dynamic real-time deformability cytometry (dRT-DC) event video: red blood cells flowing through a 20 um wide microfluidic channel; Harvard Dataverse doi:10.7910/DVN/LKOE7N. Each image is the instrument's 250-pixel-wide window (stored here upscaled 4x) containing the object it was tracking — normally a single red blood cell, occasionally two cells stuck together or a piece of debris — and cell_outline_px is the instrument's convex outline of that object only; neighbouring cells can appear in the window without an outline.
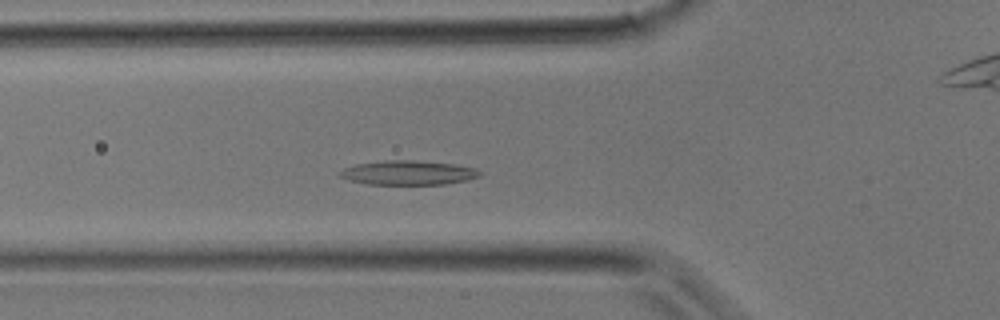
{"species": "common noctule bat (a hibernating species)", "species_latin": "Nyctalus noctula", "temperature_condition": "room temperature", "stored_images_in_passage": 32, "camera_frame_rate_fps": 3000, "um_per_image_px": 0.085, "animal": {"sex": "male", "body_mass_g": 17.9}, "frame": {"image": 1, "passage_image": 8, "time_ms": 2.333, "image_size_px": [1000, 320], "cell_outline_px": [[484, 172], [480, 176], [468, 180], [444, 184], [368, 184], [348, 180], [340, 176], [340, 172], [344, 168], [356, 164], [384, 160], [416, 160], [452, 164], [476, 168]], "centroid_in_image_um": [34.73, 14.68], "position_along_channel_um": 91.1, "area_um2": 19.83}}
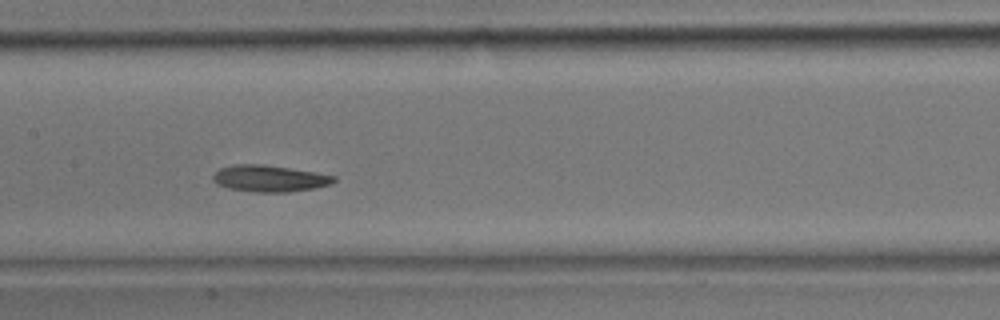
{"frame": {"image": 2, "passage_image": 13, "time_ms": 4.0, "image_size_px": [1000, 320], "cell_outline_px": [[336, 180], [332, 184], [316, 188], [288, 192], [256, 192], [228, 188], [216, 184], [212, 180], [212, 176], [220, 168], [232, 164], [264, 164], [316, 172], [336, 176]], "centroid_in_image_um": [22.91, 15.17], "position_along_channel_um": 184.5, "area_um2": 18.9}}
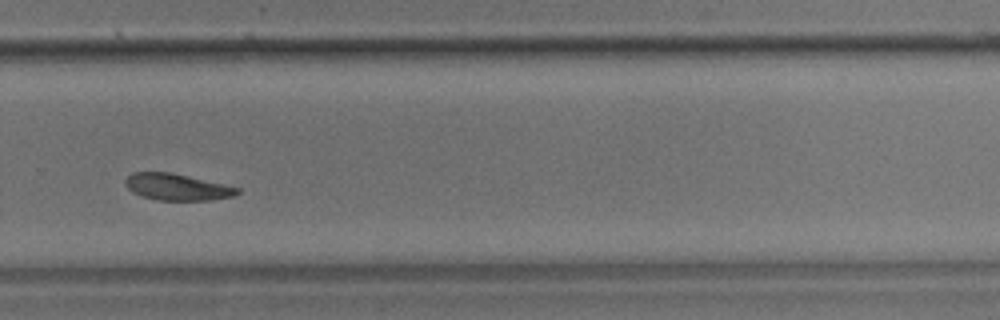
{"frame": {"image": 3, "passage_image": 20, "time_ms": 6.333, "image_size_px": [1000, 320], "cell_outline_px": [[240, 192], [236, 196], [208, 200], [156, 200], [132, 192], [124, 184], [124, 180], [132, 172], [168, 172], [224, 184], [240, 188]], "centroid_in_image_um": [15.04, 15.9], "position_along_channel_um": 314.8, "area_um2": 17.22}}